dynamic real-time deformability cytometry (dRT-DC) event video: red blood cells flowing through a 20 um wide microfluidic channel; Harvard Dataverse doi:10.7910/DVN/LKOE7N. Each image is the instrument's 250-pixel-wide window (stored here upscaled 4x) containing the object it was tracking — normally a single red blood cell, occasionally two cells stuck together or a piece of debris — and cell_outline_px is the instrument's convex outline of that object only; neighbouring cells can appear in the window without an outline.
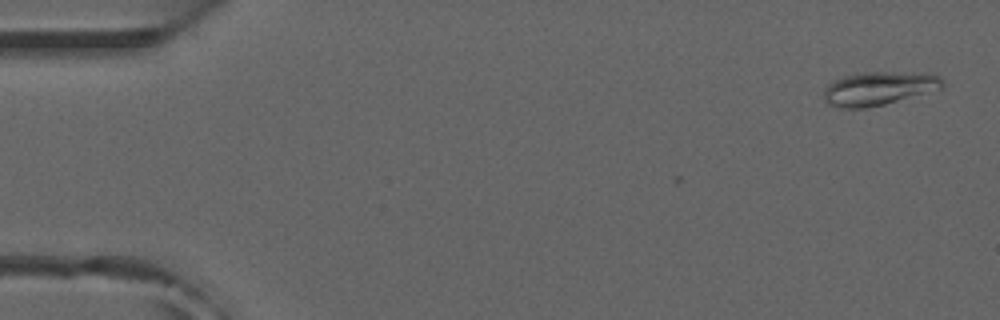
{"species": "common noctule bat (a hibernating species)", "species_latin": "Nyctalus noctula", "temperature_condition": "room temperature", "stored_images_in_passage": 2, "camera_frame_rate_fps": 3000, "um_per_image_px": 0.085, "animal": {"sex": "male", "forearm_length_mm": 52.5}, "frame": {"image": 1, "passage_image": 2, "time_ms": 0.333, "image_size_px": [1000, 320], "cell_outline_px": [[944, 84], [940, 88], [884, 104], [868, 108], [840, 108], [828, 104], [824, 100], [824, 88], [828, 84], [844, 76], [864, 72], [884, 72], [940, 76], [944, 80]], "centroid_in_image_um": [74.6, 7.54], "position_along_channel_um": 10.4, "area_um2": 22.54}}